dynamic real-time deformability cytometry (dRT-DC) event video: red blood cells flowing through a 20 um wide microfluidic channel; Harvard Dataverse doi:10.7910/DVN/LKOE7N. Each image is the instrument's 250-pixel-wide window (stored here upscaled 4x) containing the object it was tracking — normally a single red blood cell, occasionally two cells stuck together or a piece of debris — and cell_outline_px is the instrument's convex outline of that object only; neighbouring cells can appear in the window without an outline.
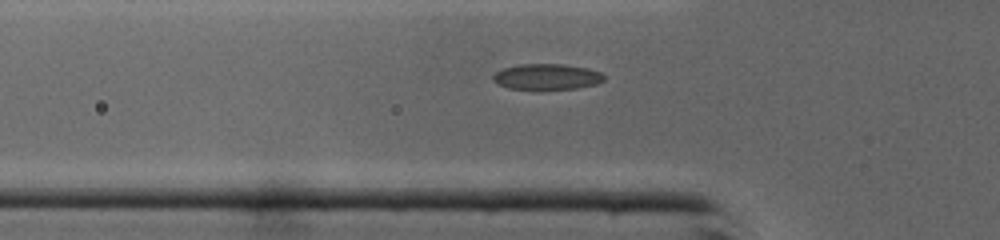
{"species": "common noctule bat (a hibernating species)", "species_latin": "Nyctalus noctula", "temperature_condition": "cold", "stored_images_in_passage": 33, "camera_frame_rate_fps": 3000, "um_per_image_px": 0.085, "animal": {"sex": "male", "body_mass_g": 19.0, "forearm_length_mm": 50.8}, "frame": {"image": 1, "passage_image": 2, "time_ms": 0.333, "image_size_px": [1000, 240], "cell_outline_px": [[604, 80], [596, 84], [576, 88], [508, 88], [492, 80], [492, 76], [496, 72], [504, 68], [520, 64], [564, 64], [588, 68], [600, 72], [604, 76]], "centroid_in_image_um": [46.49, 6.5], "position_along_channel_um": 79.3, "area_um2": 16.3}}
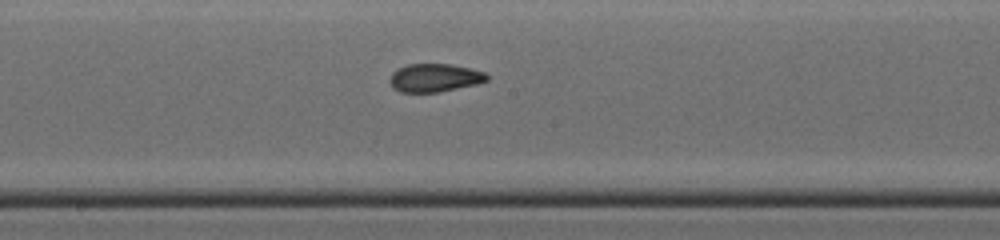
{"frame": {"image": 2, "passage_image": 11, "time_ms": 3.333, "image_size_px": [1000, 240], "cell_outline_px": [[488, 80], [476, 84], [440, 92], [400, 92], [392, 88], [388, 80], [392, 72], [408, 64], [452, 64], [484, 72], [488, 76]], "centroid_in_image_um": [36.91, 6.62], "position_along_channel_um": 211.3, "area_um2": 15.95}}
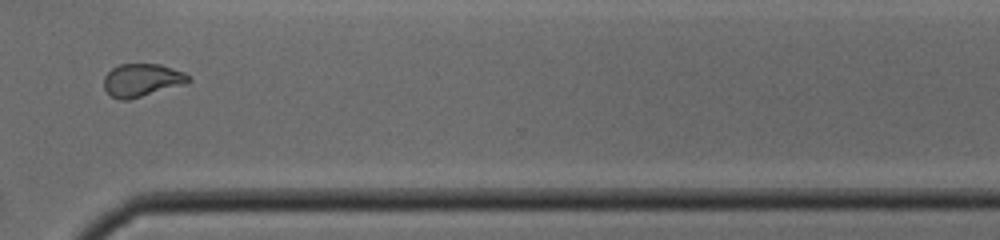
{"frame": {"image": 3, "passage_image": 21, "time_ms": 6.667, "image_size_px": [1000, 240], "cell_outline_px": [[192, 80], [188, 84], [128, 100], [120, 100], [112, 96], [104, 88], [104, 76], [112, 68], [120, 64], [160, 64], [184, 72]], "centroid_in_image_um": [12.09, 6.82], "position_along_channel_um": 358.5, "area_um2": 16.36}, "authors_computed_cell_mechanics": {"area_um2": 16.3574, "velocity_mm_per_s": 4.4054, "shape_relaxation_time_tau1_ms": null, "shape_relaxation_time_tau2_ms": 1.0541, "deformation_change_tau1": null, "deformation_change_tau2": 0.0552}}